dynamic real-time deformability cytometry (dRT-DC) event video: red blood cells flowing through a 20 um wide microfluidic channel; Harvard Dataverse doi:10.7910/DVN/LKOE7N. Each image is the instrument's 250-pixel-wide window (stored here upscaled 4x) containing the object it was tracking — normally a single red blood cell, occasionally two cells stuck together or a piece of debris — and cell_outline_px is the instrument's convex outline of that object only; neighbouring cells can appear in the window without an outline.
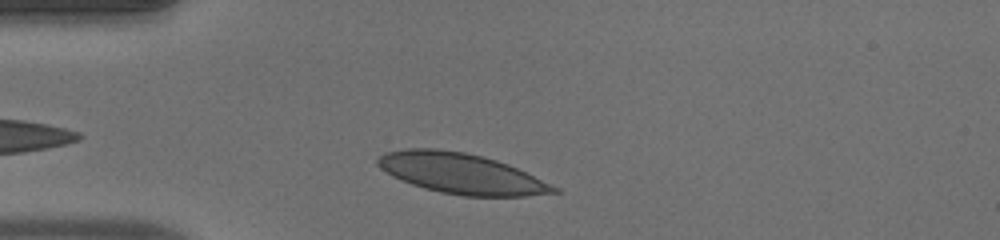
{"species": "human", "species_latin": "Homo sapiens", "temperature_condition": "warm", "stored_images_in_passage": 34, "camera_frame_rate_fps": 3000, "um_per_image_px": 0.085, "donor": {"sex": "male"}, "frame": {"image": 1, "passage_image": 3, "time_ms": 0.667, "image_size_px": [1000, 240], "cell_outline_px": [[560, 192], [524, 196], [464, 196], [440, 192], [424, 188], [412, 184], [392, 176], [380, 168], [376, 164], [376, 160], [380, 156], [388, 152], [408, 148], [436, 148], [464, 152], [496, 160], [508, 164], [560, 188]], "centroid_in_image_um": [39.2, 14.75], "position_along_channel_um": 45.8, "area_um2": 41.21}}
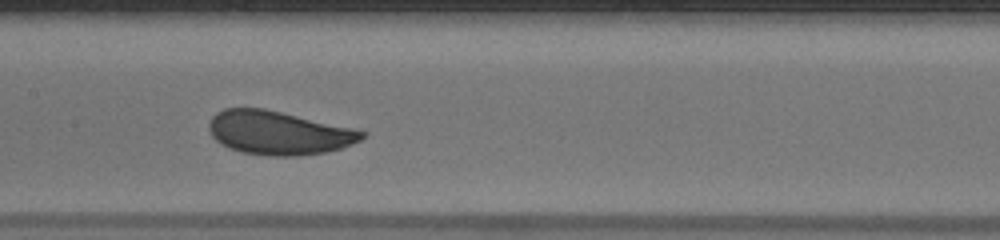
{"frame": {"image": 2, "passage_image": 15, "time_ms": 4.667, "image_size_px": [1000, 240], "cell_outline_px": [[368, 132], [360, 140], [352, 144], [328, 152], [300, 156], [272, 156], [244, 152], [228, 148], [216, 140], [212, 136], [208, 128], [208, 124], [212, 116], [216, 112], [224, 108], [264, 108], [352, 128]], "centroid_in_image_um": [23.66, 11.29], "position_along_channel_um": 183.7, "area_um2": 38.84}}
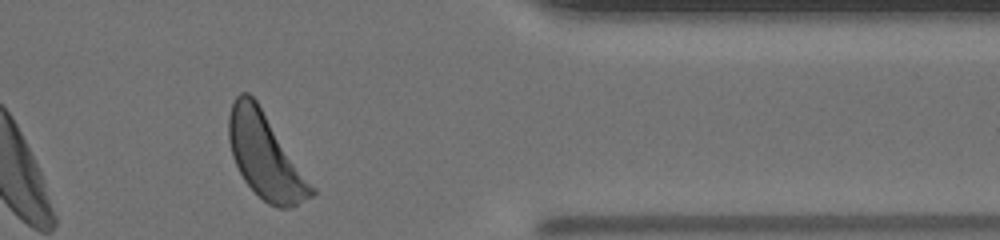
{"frame": {"image": 3, "passage_image": 32, "time_ms": 10.333, "image_size_px": [1000, 240], "cell_outline_px": [[316, 192], [312, 196], [296, 204], [284, 208], [280, 208], [268, 204], [244, 180], [232, 156], [228, 140], [228, 116], [232, 104], [236, 96], [240, 92], [248, 92], [256, 100], [316, 188]], "centroid_in_image_um": [22.54, 13.24], "position_along_channel_um": 388.9, "area_um2": 40.52}, "authors_computed_cell_mechanics": {"area_um2": 39.2751, "velocity_mm_per_s": 3.9465, "shape_relaxation_time_tau1_ms": 3.7859, "shape_relaxation_time_tau2_ms": null, "deformation_change_tau1": 0.1382, "deformation_change_tau2": null}}